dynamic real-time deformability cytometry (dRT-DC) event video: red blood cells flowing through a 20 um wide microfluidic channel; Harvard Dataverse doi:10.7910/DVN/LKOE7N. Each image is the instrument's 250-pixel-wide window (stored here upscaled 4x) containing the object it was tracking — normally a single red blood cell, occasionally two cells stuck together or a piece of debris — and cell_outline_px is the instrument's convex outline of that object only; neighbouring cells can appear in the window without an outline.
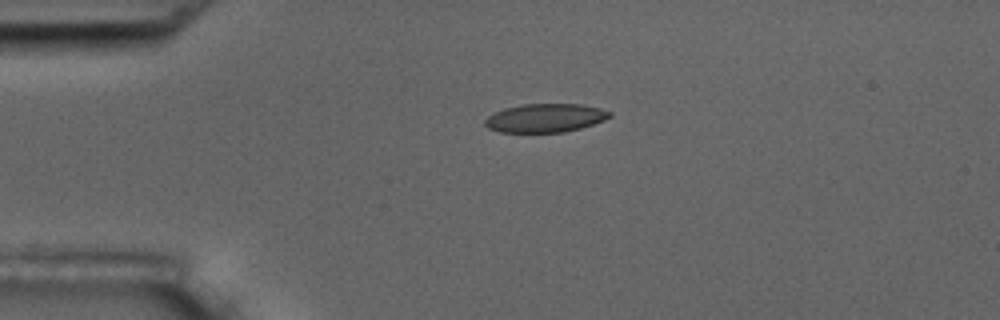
{"species": "common noctule bat (a hibernating species)", "species_latin": "Nyctalus noctula", "temperature_condition": "room temperature", "stored_images_in_passage": 4, "camera_frame_rate_fps": 3000, "um_per_image_px": 0.085, "animal": {"sex": "male", "body_mass_g": 17.5, "forearm_length_mm": 52.3}, "frame": {"image": 1, "passage_image": 3, "time_ms": 2.333, "image_size_px": [1000, 320], "cell_outline_px": [[612, 116], [604, 120], [580, 128], [564, 132], [500, 132], [488, 128], [484, 124], [484, 120], [488, 116], [504, 108], [520, 104], [580, 104], [600, 108], [612, 112]], "centroid_in_image_um": [46.34, 10.02], "position_along_channel_um": 38.7, "area_um2": 20.75}}
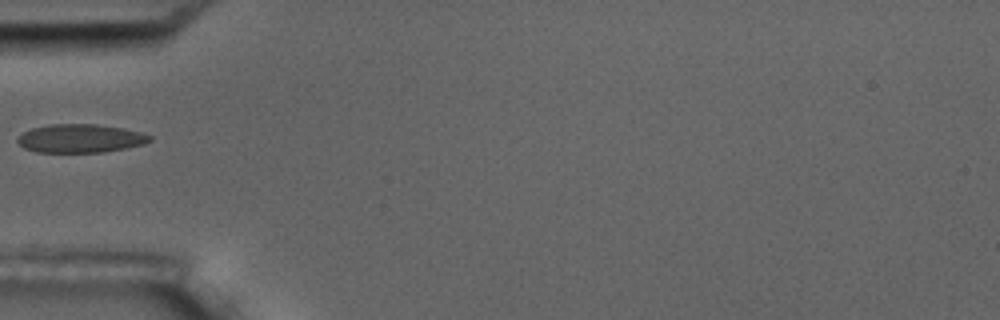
{"frame": {"image": 2, "passage_image": 4, "time_ms": 4.333, "image_size_px": [1000, 320], "cell_outline_px": [[152, 140], [144, 144], [124, 148], [100, 152], [36, 152], [24, 148], [16, 140], [24, 132], [32, 128], [48, 124], [96, 124], [124, 128], [140, 132], [152, 136]], "centroid_in_image_um": [6.84, 11.76], "position_along_channel_um": 78.2, "area_um2": 21.85}}